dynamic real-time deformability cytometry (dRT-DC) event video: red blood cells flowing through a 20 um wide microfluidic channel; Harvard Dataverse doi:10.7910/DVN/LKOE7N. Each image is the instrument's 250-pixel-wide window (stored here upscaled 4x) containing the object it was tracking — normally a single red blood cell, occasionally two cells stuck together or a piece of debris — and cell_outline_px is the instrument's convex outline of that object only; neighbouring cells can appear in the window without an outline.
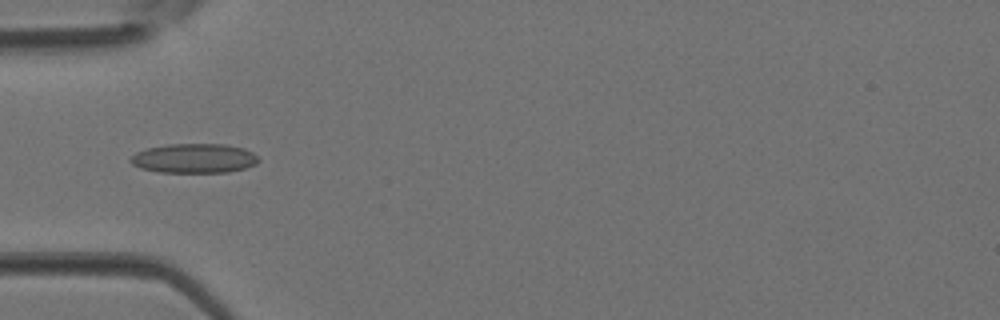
{"species": "Egyptian fruit bat (a non-hibernating species)", "species_latin": "Rousettus aegyptiacus", "temperature_condition": "room temperature", "stored_images_in_passage": 4, "camera_frame_rate_fps": 3000, "um_per_image_px": 0.085, "animal": {"sex": "female"}, "frame": {"image": 1, "passage_image": 4, "time_ms": 1.0, "image_size_px": [1000, 320], "cell_outline_px": [[260, 160], [256, 164], [244, 168], [228, 172], [160, 172], [140, 168], [132, 164], [128, 160], [136, 152], [148, 148], [168, 144], [224, 144], [244, 148], [252, 152]], "centroid_in_image_um": [16.5, 13.45], "position_along_channel_um": 68.5, "area_um2": 21.91}}